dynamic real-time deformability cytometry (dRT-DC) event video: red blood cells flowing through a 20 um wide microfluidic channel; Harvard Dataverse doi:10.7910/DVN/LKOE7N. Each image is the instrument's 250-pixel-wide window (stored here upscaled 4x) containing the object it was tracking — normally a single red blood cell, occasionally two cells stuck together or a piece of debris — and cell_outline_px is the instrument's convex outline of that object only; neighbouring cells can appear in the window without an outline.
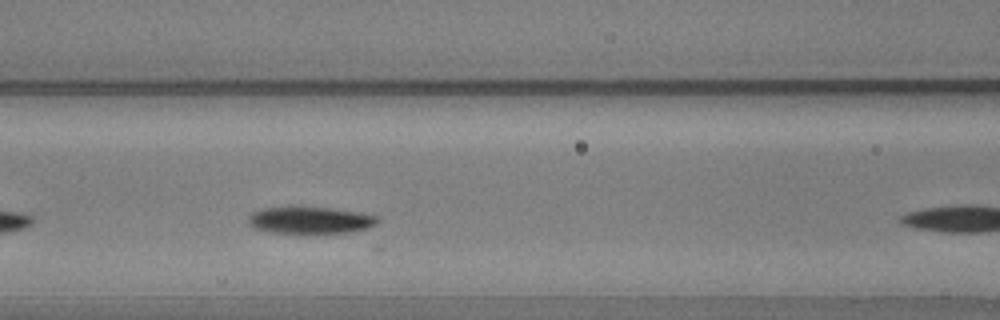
{"species": "common noctule bat (a hibernating species)", "species_latin": "Nyctalus noctula", "temperature_condition": "warm", "stored_images_in_passage": 15, "camera_frame_rate_fps": 3000, "um_per_image_px": 0.085, "animal": {"sex": "male", "body_mass_g": 20.5, "forearm_length_mm": 52.5}, "frame": {"image": 1, "passage_image": 8, "time_ms": 2.333, "image_size_px": [1000, 320], "cell_outline_px": [[380, 220], [376, 224], [368, 228], [348, 232], [272, 232], [256, 228], [248, 224], [248, 216], [252, 212], [264, 208], [328, 208], [356, 212], [380, 216]], "centroid_in_image_um": [26.39, 18.71], "position_along_channel_um": 140.2, "area_um2": 19.59}}
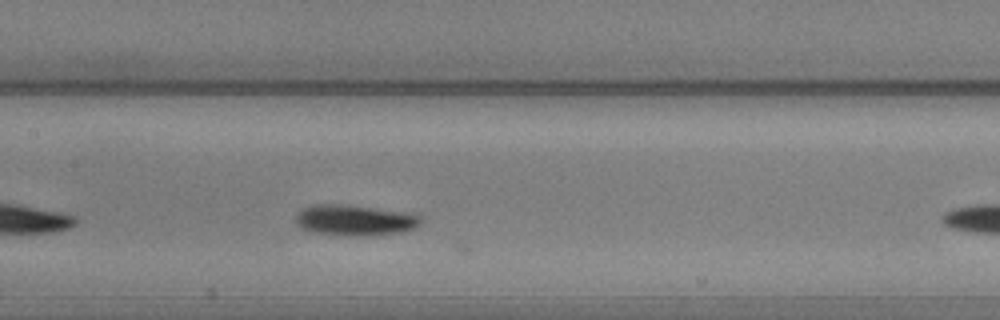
{"frame": {"image": 2, "passage_image": 11, "time_ms": 3.333, "image_size_px": [1000, 320], "cell_outline_px": [[420, 224], [416, 228], [404, 232], [356, 236], [312, 232], [296, 224], [296, 216], [304, 208], [316, 204], [344, 204], [396, 212], [420, 216]], "centroid_in_image_um": [30.13, 18.73], "position_along_channel_um": 177.3, "area_um2": 21.73}}